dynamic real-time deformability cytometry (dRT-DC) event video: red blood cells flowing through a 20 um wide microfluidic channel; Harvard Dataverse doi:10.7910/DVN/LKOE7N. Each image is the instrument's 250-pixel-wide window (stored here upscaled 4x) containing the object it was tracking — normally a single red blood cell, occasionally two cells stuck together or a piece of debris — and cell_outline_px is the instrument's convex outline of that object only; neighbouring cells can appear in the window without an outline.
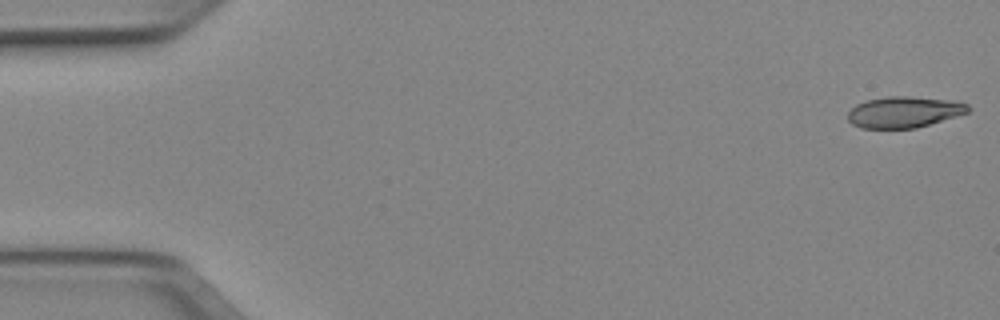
{"species": "Egyptian fruit bat (a non-hibernating species)", "species_latin": "Rousettus aegyptiacus", "temperature_condition": "cold", "stored_images_in_passage": 10, "camera_frame_rate_fps": 3000, "um_per_image_px": 0.085, "animal": {"sex": "female"}, "frame": {"image": 1, "passage_image": 1, "time_ms": 0.0, "image_size_px": [1000, 320], "cell_outline_px": [[972, 108], [968, 112], [916, 128], [860, 128], [852, 124], [848, 120], [848, 112], [856, 104], [868, 100], [888, 96], [908, 96], [960, 100], [968, 104]], "centroid_in_image_um": [76.88, 9.51], "position_along_channel_um": 8.1, "area_um2": 21.96}}